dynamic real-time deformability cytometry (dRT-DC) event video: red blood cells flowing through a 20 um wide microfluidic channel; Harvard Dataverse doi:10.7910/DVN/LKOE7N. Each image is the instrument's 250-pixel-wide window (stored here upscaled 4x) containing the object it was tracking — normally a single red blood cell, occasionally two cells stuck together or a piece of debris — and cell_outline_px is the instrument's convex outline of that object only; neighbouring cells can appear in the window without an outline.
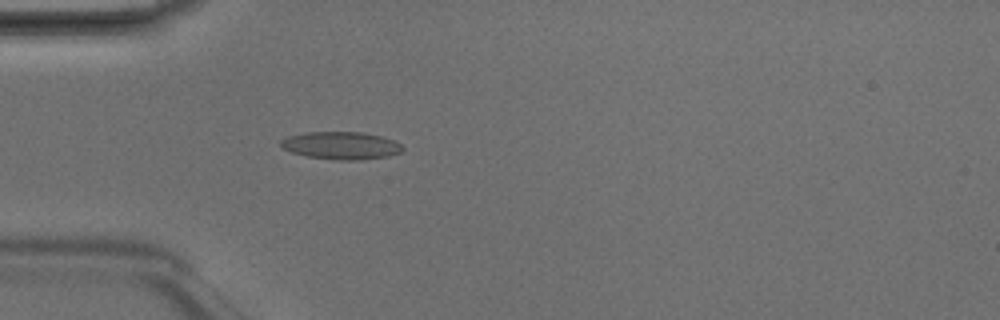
{"species": "Egyptian fruit bat (a non-hibernating species)", "species_latin": "Rousettus aegyptiacus", "temperature_condition": "room temperature", "stored_images_in_passage": 4, "camera_frame_rate_fps": 3000, "um_per_image_px": 0.085, "animal": {"sex": "male"}, "frame": {"image": 1, "passage_image": 4, "time_ms": 1.0, "image_size_px": [1000, 320], "cell_outline_px": [[404, 148], [400, 152], [388, 156], [360, 160], [340, 160], [308, 156], [292, 152], [280, 148], [280, 140], [288, 136], [304, 132], [360, 132], [380, 136], [392, 140], [400, 144]], "centroid_in_image_um": [28.95, 12.36], "position_along_channel_um": 56.0, "area_um2": 19.48}}